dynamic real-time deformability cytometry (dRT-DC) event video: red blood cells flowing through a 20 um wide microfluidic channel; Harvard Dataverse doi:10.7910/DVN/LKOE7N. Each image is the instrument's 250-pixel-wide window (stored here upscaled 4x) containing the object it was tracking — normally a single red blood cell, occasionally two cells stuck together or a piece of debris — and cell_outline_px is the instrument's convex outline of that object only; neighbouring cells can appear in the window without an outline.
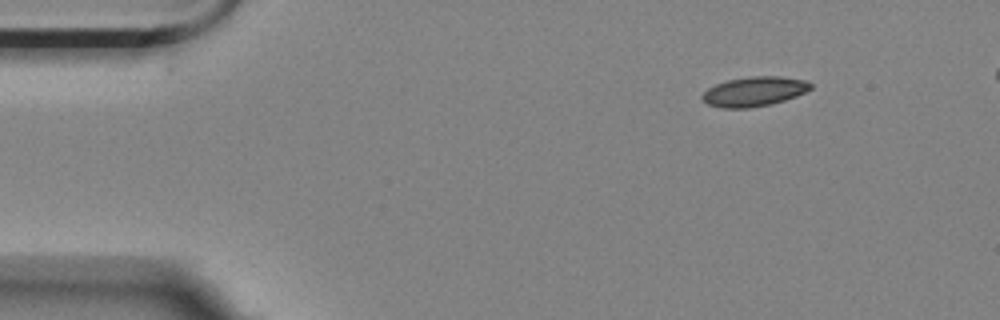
{"species": "Egyptian fruit bat (a non-hibernating species)", "species_latin": "Rousettus aegyptiacus", "temperature_condition": "room temperature", "stored_images_in_passage": 4, "camera_frame_rate_fps": 3000, "um_per_image_px": 0.085, "animal": {"sex": "female"}, "frame": {"image": 1, "passage_image": 1, "time_ms": 0.0, "image_size_px": [1000, 320], "cell_outline_px": [[812, 88], [796, 96], [784, 100], [768, 104], [748, 108], [720, 108], [708, 104], [700, 96], [708, 88], [716, 84], [728, 80], [752, 76], [780, 76], [804, 80], [812, 84]], "centroid_in_image_um": [64.09, 7.77], "position_along_channel_um": 20.9, "area_um2": 18.5}}